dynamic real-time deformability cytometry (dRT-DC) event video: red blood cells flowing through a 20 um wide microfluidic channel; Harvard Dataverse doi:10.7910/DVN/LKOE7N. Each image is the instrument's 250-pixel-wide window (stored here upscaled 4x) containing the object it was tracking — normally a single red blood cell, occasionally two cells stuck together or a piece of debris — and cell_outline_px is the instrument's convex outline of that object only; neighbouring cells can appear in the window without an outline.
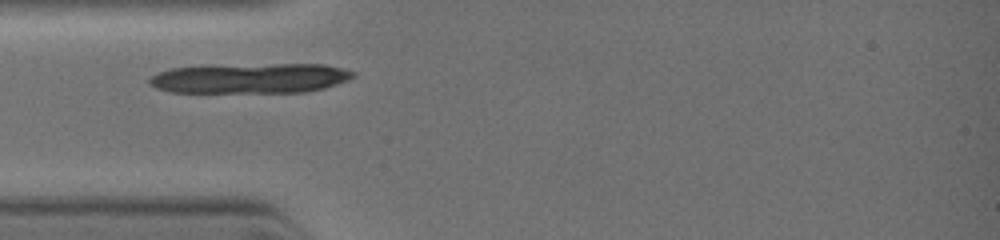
{"species": "common noctule bat (a hibernating species)", "species_latin": "Nyctalus noctula", "temperature_condition": "warm", "stored_images_in_passage": 3, "camera_frame_rate_fps": 3000, "um_per_image_px": 0.085, "animal": {"sex": "female", "body_mass_g": 19.0, "forearm_length_mm": 51.5}, "frame": {"image": 1, "passage_image": 1, "time_ms": 0.0, "image_size_px": [1000, 240], "cell_outline_px": [[356, 76], [348, 80], [324, 88], [304, 92], [168, 92], [156, 88], [148, 84], [148, 80], [152, 76], [160, 72], [172, 68], [276, 64], [324, 64], [356, 72]], "centroid_in_image_um": [21.31, 6.67], "position_along_channel_um": 63.7, "area_um2": 35.14}}